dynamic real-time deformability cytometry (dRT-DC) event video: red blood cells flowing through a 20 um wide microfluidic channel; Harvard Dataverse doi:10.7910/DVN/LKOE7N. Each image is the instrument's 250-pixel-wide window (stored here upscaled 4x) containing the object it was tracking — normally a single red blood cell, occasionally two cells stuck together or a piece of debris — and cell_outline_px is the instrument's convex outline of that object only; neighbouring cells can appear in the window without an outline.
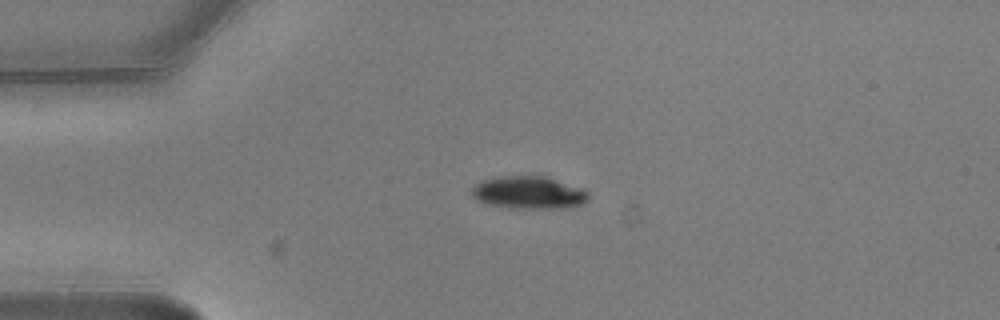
{"species": "common noctule bat (a hibernating species)", "species_latin": "Nyctalus noctula", "temperature_condition": "warm", "stored_images_in_passage": 2, "camera_frame_rate_fps": 3000, "um_per_image_px": 0.085, "animal": {"sex": "male", "body_mass_g": 20.5, "forearm_length_mm": 52.5}, "frame": {"image": 1, "passage_image": 1, "time_ms": 0.0, "image_size_px": [1000, 320], "cell_outline_px": [[588, 200], [580, 204], [564, 208], [512, 208], [488, 204], [476, 200], [468, 192], [480, 180], [496, 176], [548, 176], [580, 188], [588, 192]], "centroid_in_image_um": [44.88, 16.36], "position_along_channel_um": 40.1, "area_um2": 22.31}}